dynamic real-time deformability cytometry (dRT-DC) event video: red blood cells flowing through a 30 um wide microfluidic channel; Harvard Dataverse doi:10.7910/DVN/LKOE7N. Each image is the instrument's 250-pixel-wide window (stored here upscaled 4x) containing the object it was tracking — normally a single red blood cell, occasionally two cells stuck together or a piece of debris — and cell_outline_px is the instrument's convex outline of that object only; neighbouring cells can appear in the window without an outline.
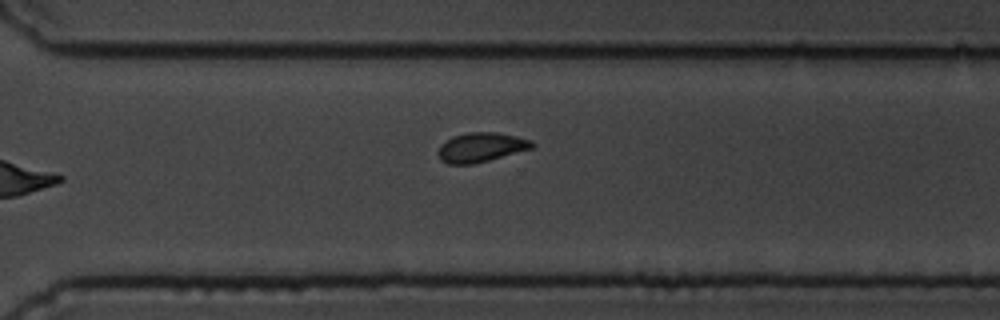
{"species": "common noctule bat (a hibernating species)", "species_latin": "Nyctalus noctula", "temperature_condition": "cold", "stored_images_in_passage": 11, "camera_frame_rate_fps": 3000, "um_per_image_px": 0.085, "animal": {"sex": "male", "body_mass_g": 19.5, "forearm_length_mm": 54.6}, "frame": {"image": 1, "passage_image": 11, "time_ms": 12.667, "image_size_px": [1000, 320], "cell_outline_px": [[536, 144], [532, 148], [488, 160], [472, 164], [448, 164], [440, 160], [436, 152], [440, 144], [452, 136], [468, 132], [496, 132], [516, 136], [532, 140]], "centroid_in_image_um": [40.84, 12.51], "position_along_channel_um": 329.8, "area_um2": 16.18}}